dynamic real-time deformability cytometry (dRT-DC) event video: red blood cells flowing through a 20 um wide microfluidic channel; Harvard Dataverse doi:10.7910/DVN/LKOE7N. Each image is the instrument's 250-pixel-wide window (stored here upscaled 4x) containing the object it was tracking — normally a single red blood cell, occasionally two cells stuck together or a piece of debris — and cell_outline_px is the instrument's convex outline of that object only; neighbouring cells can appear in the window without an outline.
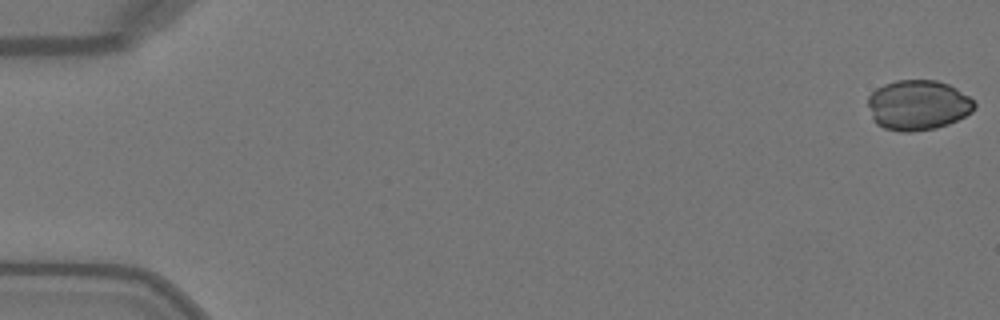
{"species": "Egyptian fruit bat (a non-hibernating species)", "species_latin": "Rousettus aegyptiacus", "temperature_condition": "warm", "stored_images_in_passage": 50, "camera_frame_rate_fps": 3000, "um_per_image_px": 0.085, "animal": {"sex": "female"}, "frame": {"image": 1, "passage_image": 1, "time_ms": 0.0, "image_size_px": [1000, 320], "cell_outline_px": [[976, 108], [972, 112], [948, 124], [936, 128], [912, 132], [900, 132], [884, 128], [876, 124], [872, 116], [868, 104], [868, 96], [876, 88], [884, 84], [896, 80], [936, 80], [948, 84], [956, 88], [968, 96], [976, 104]], "centroid_in_image_um": [78.02, 8.93], "position_along_channel_um": 7.0, "area_um2": 31.15}}
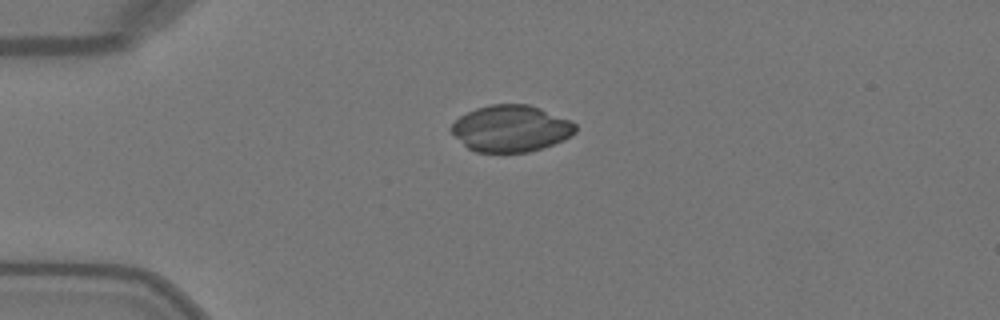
{"frame": {"image": 2, "passage_image": 13, "time_ms": 4.0, "image_size_px": [1000, 320], "cell_outline_px": [[576, 132], [564, 140], [528, 152], [476, 152], [468, 148], [448, 128], [460, 116], [476, 108], [492, 104], [528, 104], [540, 108], [572, 120], [576, 124]], "centroid_in_image_um": [43.44, 10.91], "position_along_channel_um": 41.6, "area_um2": 33.58}}
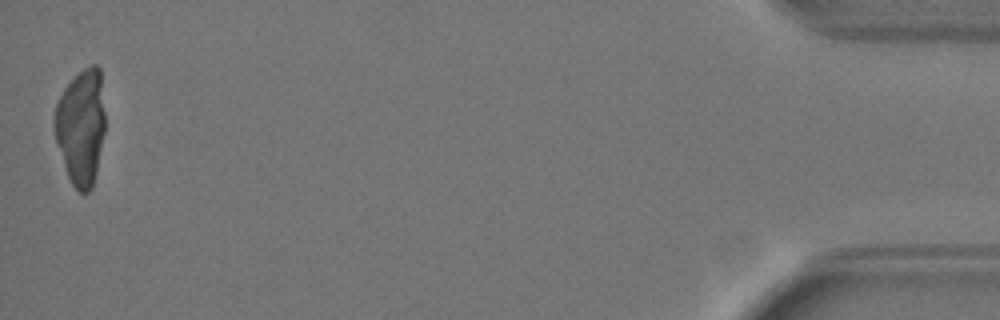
{"frame": {"image": 3, "passage_image": 50, "time_ms": 16.333, "image_size_px": [1000, 320], "cell_outline_px": [[104, 132], [96, 172], [92, 188], [88, 192], [80, 192], [72, 184], [68, 176], [56, 140], [52, 124], [52, 120], [56, 104], [64, 88], [84, 68], [92, 64], [96, 64], [100, 68], [104, 112]], "centroid_in_image_um": [6.87, 10.77], "position_along_channel_um": 428.3, "area_um2": 33.93}}